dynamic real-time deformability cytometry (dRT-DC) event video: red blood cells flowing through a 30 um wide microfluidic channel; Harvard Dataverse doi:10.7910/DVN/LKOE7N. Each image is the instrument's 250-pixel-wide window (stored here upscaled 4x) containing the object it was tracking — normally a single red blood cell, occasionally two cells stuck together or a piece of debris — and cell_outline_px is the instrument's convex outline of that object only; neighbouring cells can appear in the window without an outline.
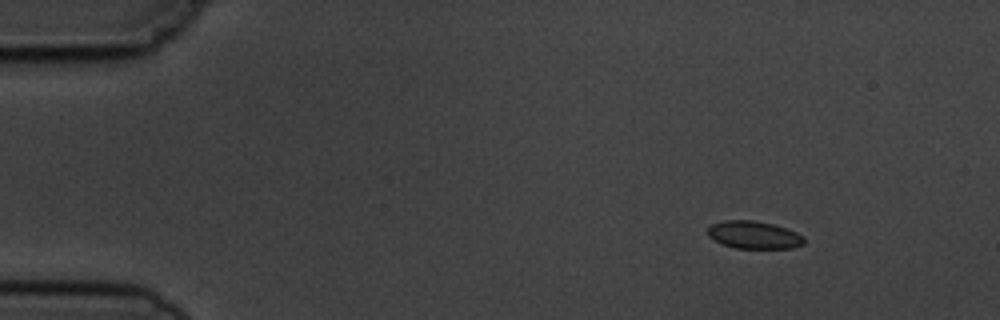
{"species": "common noctule bat (a hibernating species)", "species_latin": "Nyctalus noctula", "temperature_condition": "cold", "stored_images_in_passage": 4, "camera_frame_rate_fps": 3000, "um_per_image_px": 0.085, "animal": {"sex": "male", "body_mass_g": 19.5, "forearm_length_mm": 54.6}, "frame": {"image": 1, "passage_image": 2, "time_ms": 1.333, "image_size_px": [1000, 320], "cell_outline_px": [[804, 244], [792, 248], [736, 248], [724, 244], [708, 236], [708, 228], [712, 224], [724, 220], [752, 220], [772, 224], [796, 232], [804, 236]], "centroid_in_image_um": [64.1, 19.96], "position_along_channel_um": 20.9, "area_um2": 15.32}}